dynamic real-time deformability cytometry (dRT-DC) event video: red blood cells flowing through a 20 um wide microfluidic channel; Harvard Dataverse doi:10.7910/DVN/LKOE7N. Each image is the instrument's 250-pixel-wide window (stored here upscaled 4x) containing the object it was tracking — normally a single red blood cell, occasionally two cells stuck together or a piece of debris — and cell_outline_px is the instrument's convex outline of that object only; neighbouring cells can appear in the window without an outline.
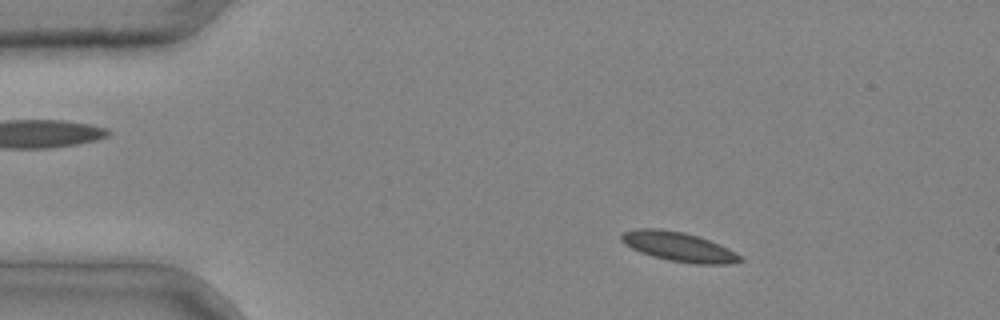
{"species": "common noctule bat (a hibernating species)", "species_latin": "Nyctalus noctula", "temperature_condition": "cold", "stored_images_in_passage": 2, "camera_frame_rate_fps": 3000, "um_per_image_px": 0.085, "animal": {"sex": "male", "body_mass_g": 20.4}, "frame": {"image": 1, "passage_image": 1, "time_ms": 0.0, "image_size_px": [1000, 320], "cell_outline_px": [[744, 260], [728, 264], [696, 264], [668, 260], [652, 256], [640, 252], [624, 244], [620, 240], [620, 236], [624, 232], [640, 228], [660, 228], [684, 232], [708, 240], [728, 248], [736, 252]], "centroid_in_image_um": [57.67, 20.97], "position_along_channel_um": 27.3, "area_um2": 20.23}}